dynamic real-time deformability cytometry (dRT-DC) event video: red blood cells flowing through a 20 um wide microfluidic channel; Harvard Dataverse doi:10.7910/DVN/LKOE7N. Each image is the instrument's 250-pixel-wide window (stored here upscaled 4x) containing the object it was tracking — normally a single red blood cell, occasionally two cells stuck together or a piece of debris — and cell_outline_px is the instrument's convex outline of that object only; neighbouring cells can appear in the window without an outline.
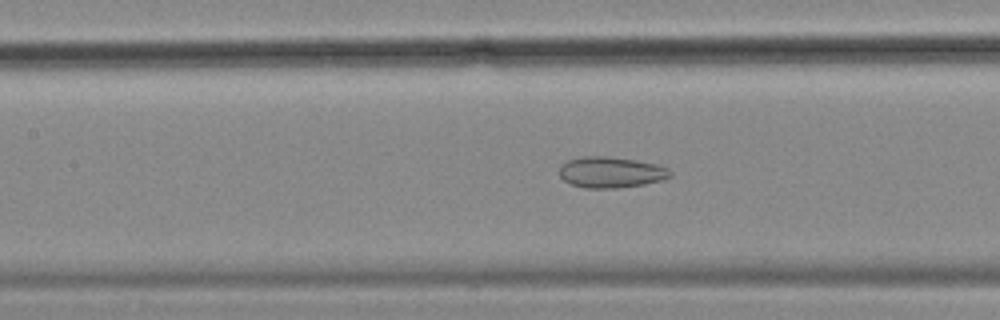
{"species": "common noctule bat (a hibernating species)", "species_latin": "Nyctalus noctula", "temperature_condition": "cold", "stored_images_in_passage": 58, "camera_frame_rate_fps": 3000, "um_per_image_px": 0.085, "animal": {"sex": "female", "body_mass_g": 18.4}, "frame": {"image": 1, "passage_image": 26, "time_ms": 8.333, "image_size_px": [1000, 320], "cell_outline_px": [[672, 176], [664, 180], [644, 184], [616, 188], [584, 188], [572, 184], [564, 180], [560, 176], [560, 164], [568, 160], [584, 156], [608, 156], [636, 160], [656, 164], [668, 168], [672, 172]], "centroid_in_image_um": [51.95, 14.64], "position_along_channel_um": 155.5, "area_um2": 20.11}}
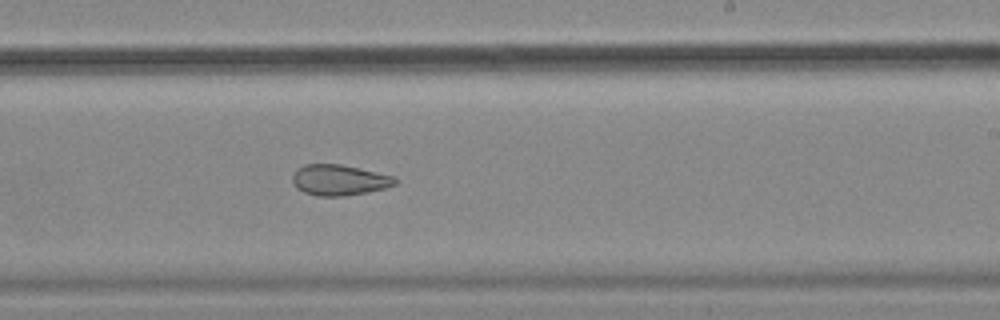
{"frame": {"image": 2, "passage_image": 35, "time_ms": 11.333, "image_size_px": [1000, 320], "cell_outline_px": [[396, 184], [384, 188], [344, 196], [320, 196], [304, 192], [296, 188], [292, 180], [292, 176], [296, 168], [304, 164], [340, 164], [392, 176], [396, 180]], "centroid_in_image_um": [28.76, 15.29], "position_along_channel_um": 260.2, "area_um2": 18.09}}
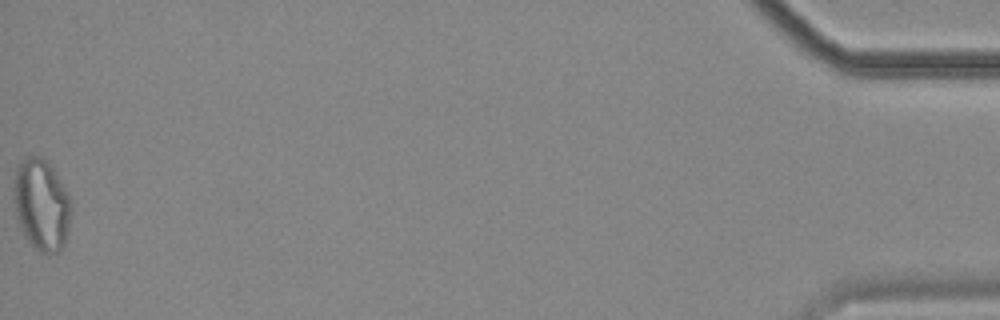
{"frame": {"image": 3, "passage_image": 58, "time_ms": 19.0, "image_size_px": [1000, 320], "cell_outline_px": [[72, 212], [64, 244], [56, 252], [48, 256], [40, 252], [28, 240], [16, 216], [16, 168], [24, 156], [40, 156], [52, 168], [72, 200]], "centroid_in_image_um": [3.58, 17.42], "position_along_channel_um": 431.6, "area_um2": 29.94}, "authors_computed_cell_mechanics": {"area_um2": 25.2586, "velocity_mm_per_s": 3.5077, "shape_relaxation_time_tau1_ms": null, "shape_relaxation_time_tau2_ms": 2.9584, "deformation_change_tau1": null, "deformation_change_tau2": 0.0997}}